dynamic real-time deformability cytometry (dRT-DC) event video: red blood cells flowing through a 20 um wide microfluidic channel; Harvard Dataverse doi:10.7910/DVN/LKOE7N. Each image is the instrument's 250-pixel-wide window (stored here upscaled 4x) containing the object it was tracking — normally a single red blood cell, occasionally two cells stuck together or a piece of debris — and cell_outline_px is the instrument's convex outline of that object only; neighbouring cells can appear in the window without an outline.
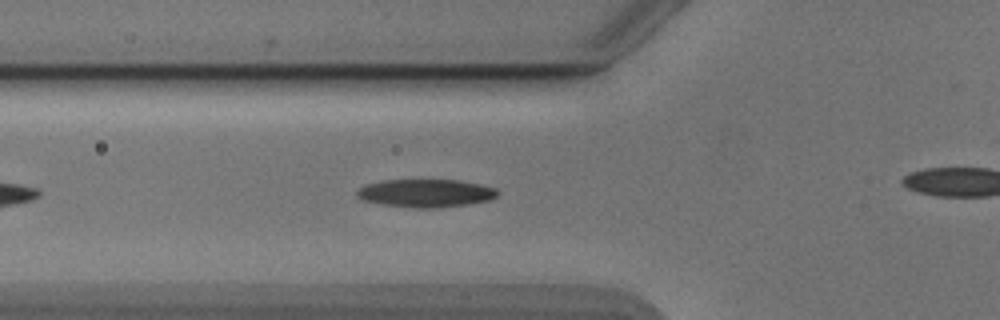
{"species": "Egyptian fruit bat (a non-hibernating species)", "species_latin": "Rousettus aegyptiacus", "temperature_condition": "cold", "stored_images_in_passage": 26, "camera_frame_rate_fps": 3000, "um_per_image_px": 0.085, "animal": {"sex": "male"}, "frame": {"image": 1, "passage_image": 7, "time_ms": 2.0, "image_size_px": [1000, 320], "cell_outline_px": [[500, 192], [492, 200], [468, 204], [440, 208], [412, 208], [380, 204], [360, 200], [356, 196], [356, 192], [360, 188], [368, 184], [384, 180], [460, 180], [480, 184], [496, 188]], "centroid_in_image_um": [36.21, 16.43], "position_along_channel_um": 89.6, "area_um2": 23.24}}
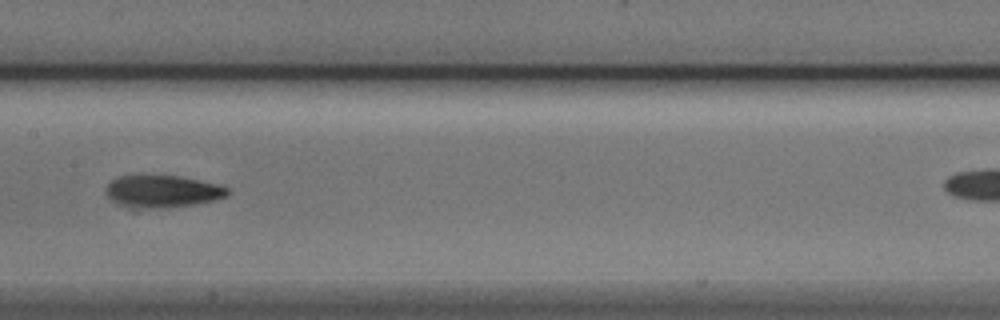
{"frame": {"image": 2, "passage_image": 15, "time_ms": 4.667, "image_size_px": [1000, 320], "cell_outline_px": [[228, 196], [216, 200], [196, 204], [132, 212], [116, 204], [108, 196], [108, 184], [112, 180], [120, 176], [180, 176], [220, 184], [228, 188]], "centroid_in_image_um": [13.79, 16.32], "position_along_channel_um": 193.6, "area_um2": 23.52}}
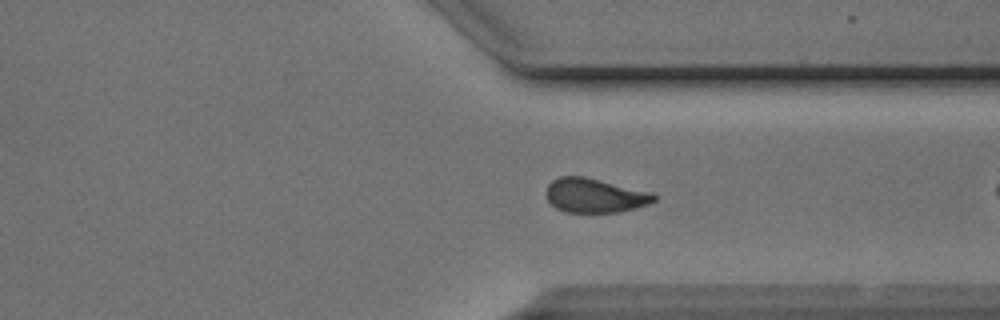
{"frame": {"image": 3, "passage_image": 25, "time_ms": 8.0, "image_size_px": [1000, 320], "cell_outline_px": [[660, 196], [656, 200], [648, 204], [636, 208], [620, 212], [564, 212], [556, 208], [548, 200], [544, 192], [548, 184], [552, 180], [560, 176], [584, 176], [652, 192]], "centroid_in_image_um": [50.57, 16.61], "position_along_channel_um": 360.8, "area_um2": 21.79}}